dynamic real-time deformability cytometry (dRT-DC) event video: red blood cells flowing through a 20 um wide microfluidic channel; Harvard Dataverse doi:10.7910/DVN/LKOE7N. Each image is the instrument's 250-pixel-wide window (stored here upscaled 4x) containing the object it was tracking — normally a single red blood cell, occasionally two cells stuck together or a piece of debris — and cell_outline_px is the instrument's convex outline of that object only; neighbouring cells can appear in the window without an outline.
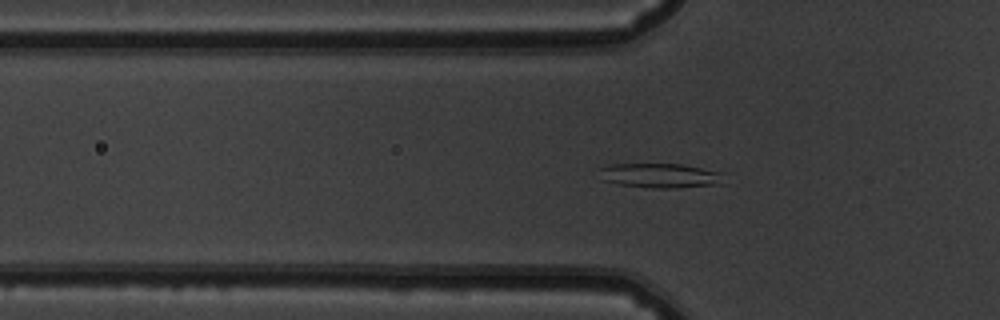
{"species": "common noctule bat (a hibernating species)", "species_latin": "Nyctalus noctula", "temperature_condition": "warm", "stored_images_in_passage": 53, "camera_frame_rate_fps": 3000, "um_per_image_px": 0.085, "animal": {"sex": "male", "body_mass_g": 19.5, "forearm_length_mm": 54.6}, "frame": {"image": 1, "passage_image": 17, "time_ms": 5.333, "image_size_px": [1000, 320], "cell_outline_px": [[724, 184], [672, 188], [648, 188], [620, 184], [604, 180], [600, 168], [612, 164], [680, 164], [724, 172]], "centroid_in_image_um": [56.22, 14.93], "position_along_channel_um": 69.6, "area_um2": 17.8}}
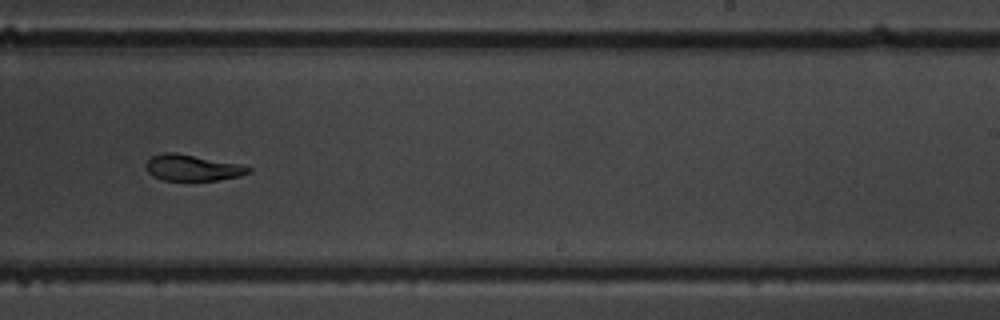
{"frame": {"image": 2, "passage_image": 33, "time_ms": 10.667, "image_size_px": [1000, 320], "cell_outline_px": [[252, 172], [240, 176], [216, 180], [164, 180], [152, 176], [148, 172], [144, 164], [152, 156], [164, 152], [176, 152], [240, 164], [252, 168]], "centroid_in_image_um": [16.35, 14.25], "position_along_channel_um": 272.7, "area_um2": 15.66}}
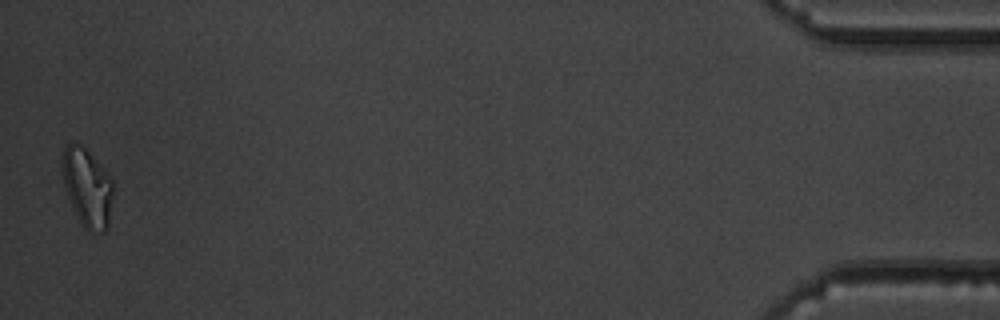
{"frame": {"image": 3, "passage_image": 52, "time_ms": 17.0, "image_size_px": [1000, 320], "cell_outline_px": [[112, 196], [108, 224], [104, 232], [88, 232], [84, 228], [68, 200], [64, 184], [60, 164], [60, 160], [64, 148], [68, 144], [80, 144], [104, 168], [112, 180]], "centroid_in_image_um": [7.38, 15.94], "position_along_channel_um": 427.8, "area_um2": 23.18}, "authors_computed_cell_mechanics": {"area_um2": 17.7446, "velocity_mm_per_s": 3.8171, "shape_relaxation_time_tau1_ms": null, "shape_relaxation_time_tau2_ms": 6.3306, "deformation_change_tau1": null, "deformation_change_tau2": 0.1247}}